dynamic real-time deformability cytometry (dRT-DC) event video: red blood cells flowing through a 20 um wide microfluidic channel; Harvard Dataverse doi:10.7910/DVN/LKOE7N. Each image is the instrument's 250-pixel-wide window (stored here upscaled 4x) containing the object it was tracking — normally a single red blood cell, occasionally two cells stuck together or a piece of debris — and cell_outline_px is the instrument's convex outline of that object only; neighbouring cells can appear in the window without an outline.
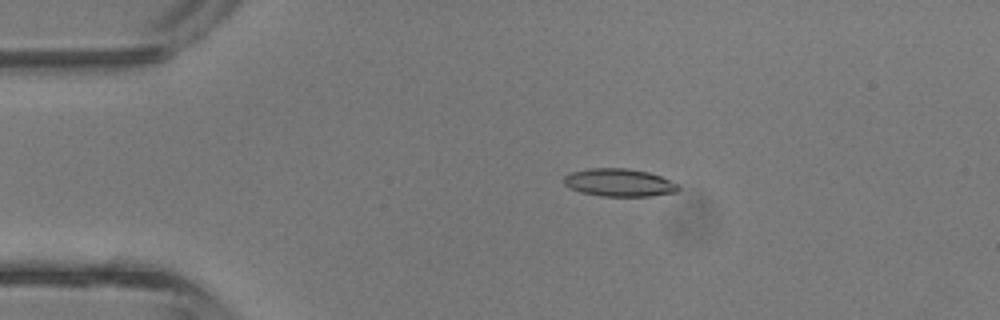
{"species": "common noctule bat (a hibernating species)", "species_latin": "Nyctalus noctula", "temperature_condition": "room temperature", "stored_images_in_passage": 42, "camera_frame_rate_fps": 3000, "um_per_image_px": 0.085, "animal": {"sex": "male", "body_mass_g": 13.3}, "frame": {"image": 1, "passage_image": 9, "time_ms": 2.667, "image_size_px": [1000, 320], "cell_outline_px": [[680, 188], [676, 192], [652, 196], [600, 196], [580, 192], [564, 184], [564, 176], [568, 172], [588, 168], [628, 168], [648, 172], [660, 176], [680, 184]], "centroid_in_image_um": [52.63, 15.51], "position_along_channel_um": 32.4, "area_um2": 18.73}}
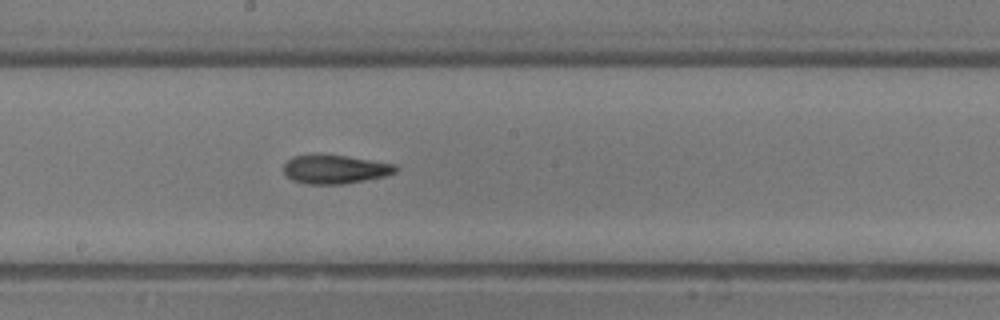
{"frame": {"image": 2, "passage_image": 23, "time_ms": 7.333, "image_size_px": [1000, 320], "cell_outline_px": [[400, 168], [396, 172], [384, 176], [344, 184], [308, 184], [292, 180], [284, 172], [284, 164], [292, 156], [316, 152], [320, 152], [396, 164]], "centroid_in_image_um": [28.45, 14.35], "position_along_channel_um": 219.7, "area_um2": 19.19}}
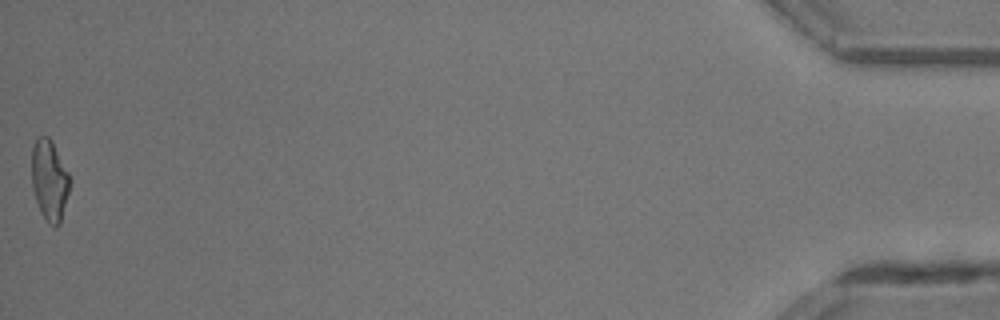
{"frame": {"image": 3, "passage_image": 42, "time_ms": 13.667, "image_size_px": [1000, 320], "cell_outline_px": [[72, 180], [60, 224], [48, 224], [40, 212], [32, 188], [32, 148], [36, 140], [40, 136], [48, 136], [52, 140]], "centroid_in_image_um": [4.22, 15.31], "position_along_channel_um": 431.0, "area_um2": 17.98}, "authors_computed_cell_mechanics": {"area_um2": 18.496, "velocity_mm_per_s": 4.9872, "shape_relaxation_time_tau1_ms": 3.3199, "shape_relaxation_time_tau2_ms": 2.4121, "deformation_change_tau1": 0.1542, "deformation_change_tau2": 0.1081}}